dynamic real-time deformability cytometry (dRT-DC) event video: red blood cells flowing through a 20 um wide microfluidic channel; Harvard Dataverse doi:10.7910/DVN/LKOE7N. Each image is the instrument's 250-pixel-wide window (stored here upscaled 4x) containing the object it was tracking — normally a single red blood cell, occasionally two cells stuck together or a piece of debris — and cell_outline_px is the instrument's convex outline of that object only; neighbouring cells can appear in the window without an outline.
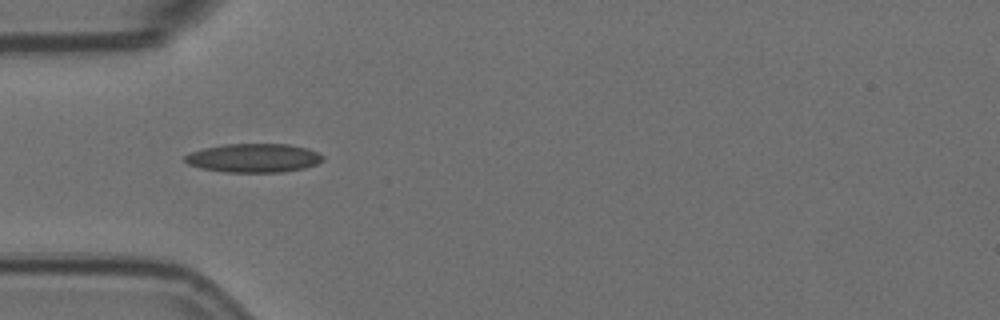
{"species": "Egyptian fruit bat (a non-hibernating species)", "species_latin": "Rousettus aegyptiacus", "temperature_condition": "room temperature", "stored_images_in_passage": 2, "camera_frame_rate_fps": 3000, "um_per_image_px": 0.085, "animal": {"sex": "female"}, "frame": {"image": 1, "passage_image": 1, "time_ms": 0.0, "image_size_px": [1000, 320], "cell_outline_px": [[324, 160], [316, 164], [304, 168], [284, 172], [224, 172], [200, 168], [188, 164], [184, 160], [184, 156], [192, 152], [204, 148], [224, 144], [288, 144], [308, 148], [324, 156]], "centroid_in_image_um": [21.57, 13.43], "position_along_channel_um": 63.4, "area_um2": 23.18}}
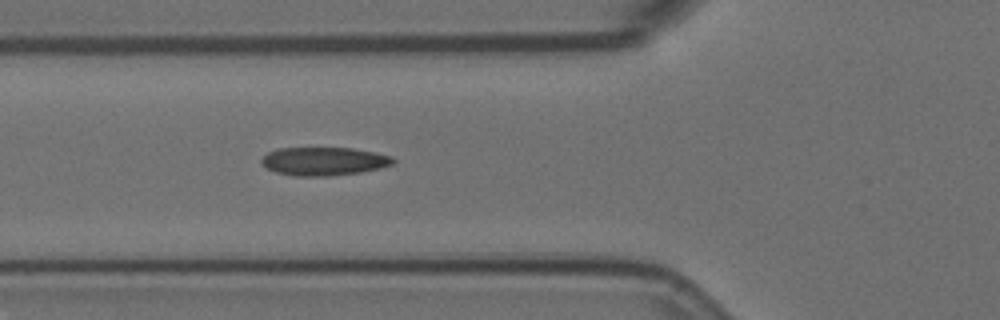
{"frame": {"image": 2, "passage_image": 2, "time_ms": 0.333, "image_size_px": [1000, 320], "cell_outline_px": [[396, 160], [392, 164], [380, 168], [360, 172], [328, 176], [296, 176], [276, 172], [268, 168], [260, 160], [268, 152], [280, 148], [352, 148], [376, 152], [392, 156]], "centroid_in_image_um": [27.57, 13.7], "position_along_channel_um": 98.2, "area_um2": 21.62}}